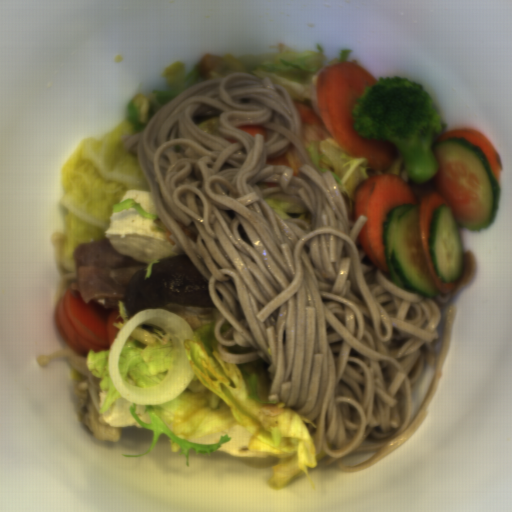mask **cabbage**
Returning <instances> with one entry per match:
<instances>
[{"instance_id":"cabbage-1","label":"cabbage","mask_w":512,"mask_h":512,"mask_svg":"<svg viewBox=\"0 0 512 512\" xmlns=\"http://www.w3.org/2000/svg\"><path fill=\"white\" fill-rule=\"evenodd\" d=\"M137 134L126 117L100 135H87L62 163L59 183L60 205L65 211V259L77 265L73 256L80 244L103 237L111 224L113 208L130 189L152 194L138 155L122 146V136Z\"/></svg>"}]
</instances>
